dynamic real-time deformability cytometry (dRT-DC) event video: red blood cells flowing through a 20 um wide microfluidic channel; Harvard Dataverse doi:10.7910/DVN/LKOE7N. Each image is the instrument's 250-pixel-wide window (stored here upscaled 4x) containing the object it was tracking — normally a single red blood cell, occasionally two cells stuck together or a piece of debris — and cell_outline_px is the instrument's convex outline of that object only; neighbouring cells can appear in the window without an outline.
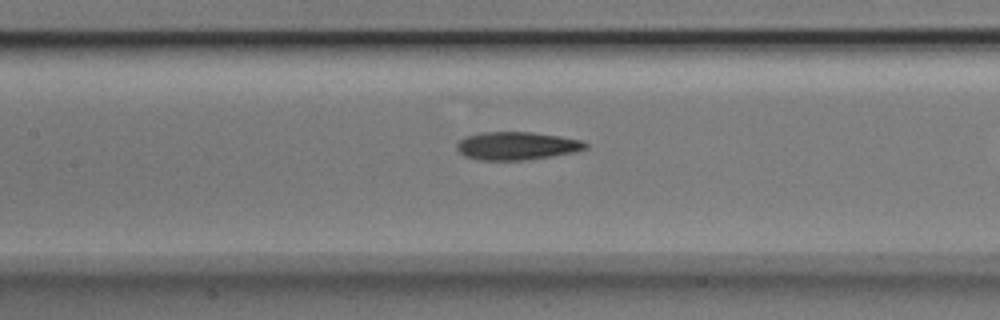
{"species": "Egyptian fruit bat (a non-hibernating species)", "species_latin": "Rousettus aegyptiacus", "temperature_condition": "room temperature", "stored_images_in_passage": 16, "camera_frame_rate_fps": 3000, "um_per_image_px": 0.085, "animal": {"sex": "male"}, "frame": {"image": 1, "passage_image": 12, "time_ms": 3.667, "image_size_px": [1000, 320], "cell_outline_px": [[588, 148], [576, 152], [552, 156], [524, 160], [476, 160], [464, 156], [456, 148], [456, 144], [460, 140], [468, 136], [484, 132], [532, 132], [560, 136], [580, 140], [588, 144]], "centroid_in_image_um": [43.94, 12.4], "position_along_channel_um": 163.5, "area_um2": 21.04}}